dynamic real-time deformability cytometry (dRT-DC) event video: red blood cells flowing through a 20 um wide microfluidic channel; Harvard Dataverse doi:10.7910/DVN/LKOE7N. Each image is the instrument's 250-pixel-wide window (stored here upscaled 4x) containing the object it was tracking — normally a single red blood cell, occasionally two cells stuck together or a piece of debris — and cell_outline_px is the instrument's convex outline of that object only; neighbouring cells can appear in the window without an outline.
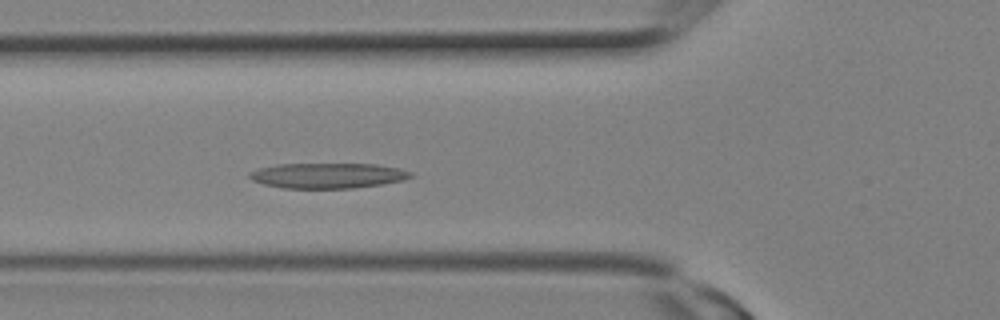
{"species": "Egyptian fruit bat (a non-hibernating species)", "species_latin": "Rousettus aegyptiacus", "temperature_condition": "room temperature", "stored_images_in_passage": 9, "camera_frame_rate_fps": 3000, "um_per_image_px": 0.085, "animal": {"sex": "female"}, "frame": {"image": 1, "passage_image": 9, "time_ms": 2.667, "image_size_px": [1000, 320], "cell_outline_px": [[412, 176], [404, 180], [380, 184], [352, 188], [284, 188], [264, 184], [252, 180], [248, 176], [248, 172], [260, 168], [280, 164], [376, 164], [400, 168], [412, 172]], "centroid_in_image_um": [27.86, 14.92], "position_along_channel_um": 97.9, "area_um2": 23.64}}